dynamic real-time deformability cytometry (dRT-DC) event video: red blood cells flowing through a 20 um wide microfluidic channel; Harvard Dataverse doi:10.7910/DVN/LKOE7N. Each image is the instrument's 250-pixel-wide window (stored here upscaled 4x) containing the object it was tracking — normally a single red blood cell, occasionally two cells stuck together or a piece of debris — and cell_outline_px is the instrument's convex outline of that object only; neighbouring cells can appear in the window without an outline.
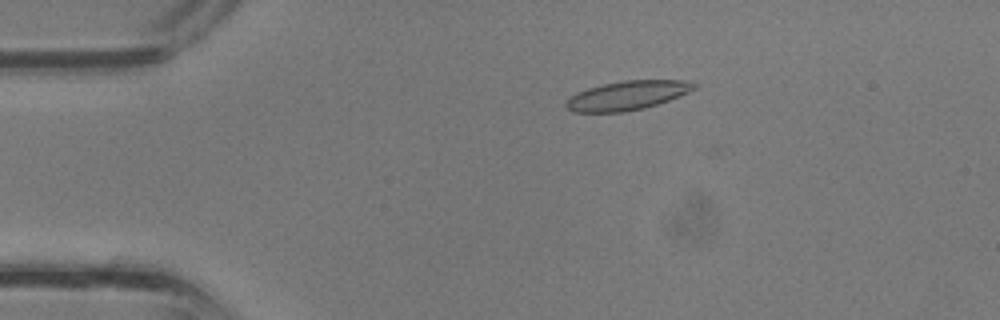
{"species": "common noctule bat (a hibernating species)", "species_latin": "Nyctalus noctula", "temperature_condition": "room temperature", "stored_images_in_passage": 31, "camera_frame_rate_fps": 3000, "um_per_image_px": 0.085, "animal": {"sex": "male", "body_mass_g": 13.3}, "frame": {"image": 1, "passage_image": 2, "time_ms": 0.333, "image_size_px": [1000, 320], "cell_outline_px": [[700, 84], [696, 88], [688, 92], [668, 100], [644, 108], [624, 112], [576, 112], [568, 108], [564, 104], [572, 96], [588, 88], [604, 84], [624, 80], [680, 80]], "centroid_in_image_um": [53.35, 8.11], "position_along_channel_um": 31.6, "area_um2": 21.33}}
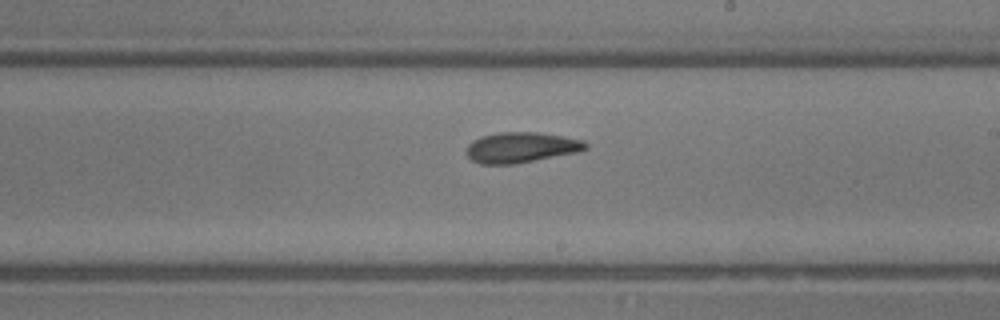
{"frame": {"image": 2, "passage_image": 16, "time_ms": 5.0, "image_size_px": [1000, 320], "cell_outline_px": [[588, 148], [576, 152], [512, 164], [480, 164], [472, 160], [468, 156], [468, 144], [472, 140], [484, 136], [500, 132], [536, 132], [560, 136], [580, 140], [588, 144]], "centroid_in_image_um": [44.26, 12.53], "position_along_channel_um": 244.7, "area_um2": 20.63}}
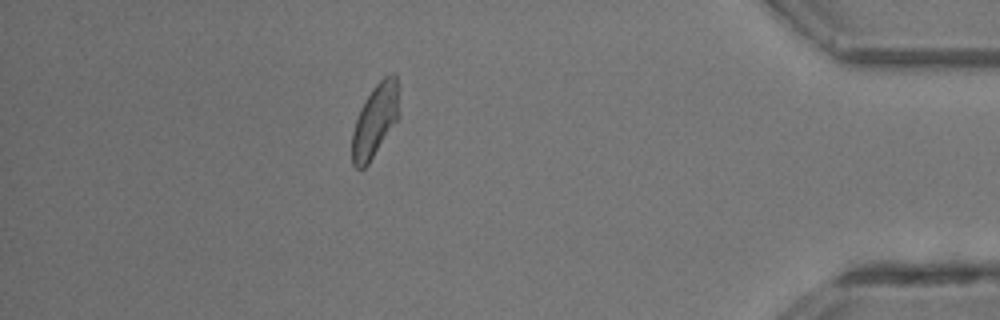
{"frame": {"image": 3, "passage_image": 27, "time_ms": 8.667, "image_size_px": [1000, 320], "cell_outline_px": [[400, 116], [368, 164], [364, 168], [356, 168], [352, 164], [352, 132], [360, 108], [372, 88], [384, 76], [392, 72], [396, 72]], "centroid_in_image_um": [31.9, 10.21], "position_along_channel_um": 403.3, "area_um2": 20.06}}